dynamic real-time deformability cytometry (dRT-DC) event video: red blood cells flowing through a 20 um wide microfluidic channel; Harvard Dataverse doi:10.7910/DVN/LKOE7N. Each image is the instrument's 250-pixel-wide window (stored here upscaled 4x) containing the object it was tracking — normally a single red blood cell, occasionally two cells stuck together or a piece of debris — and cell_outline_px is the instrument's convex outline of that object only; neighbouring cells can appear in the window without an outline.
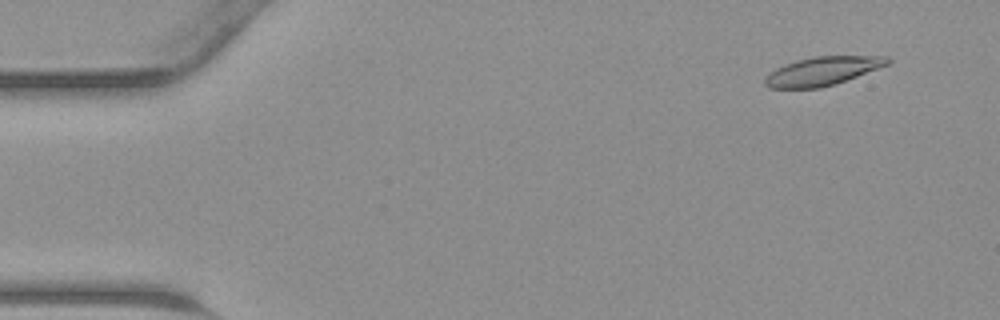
{"species": "common noctule bat (a hibernating species)", "species_latin": "Nyctalus noctula", "temperature_condition": "warm", "stored_images_in_passage": 43, "camera_frame_rate_fps": 3000, "um_per_image_px": 0.085, "animal": {"sex": "male", "body_mass_g": 23.1, "forearm_length_mm": 52.7}, "frame": {"image": 1, "passage_image": 4, "time_ms": 1.0, "image_size_px": [1000, 320], "cell_outline_px": [[892, 60], [888, 64], [856, 76], [820, 88], [768, 88], [764, 84], [764, 80], [768, 72], [784, 64], [796, 60], [816, 56], [888, 56]], "centroid_in_image_um": [69.85, 6.03], "position_along_channel_um": 15.1, "area_um2": 20.23}}
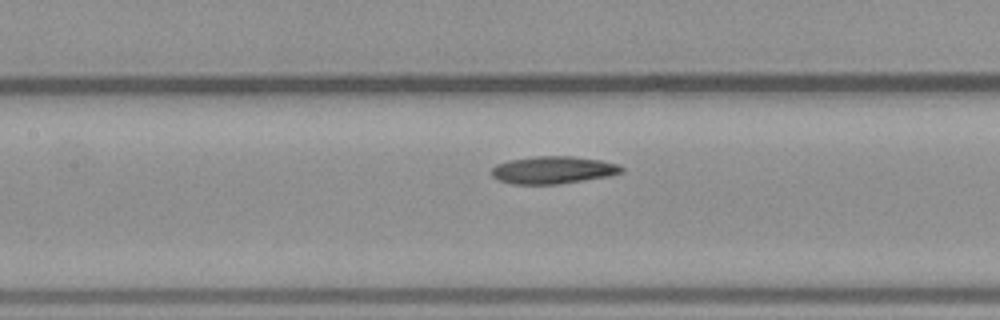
{"frame": {"image": 2, "passage_image": 21, "time_ms": 6.667, "image_size_px": [1000, 320], "cell_outline_px": [[624, 172], [608, 176], [560, 184], [512, 184], [496, 180], [492, 176], [492, 168], [496, 164], [508, 160], [536, 156], [572, 156], [600, 160], [616, 164], [624, 168]], "centroid_in_image_um": [46.98, 14.45], "position_along_channel_um": 160.4, "area_um2": 20.87}}
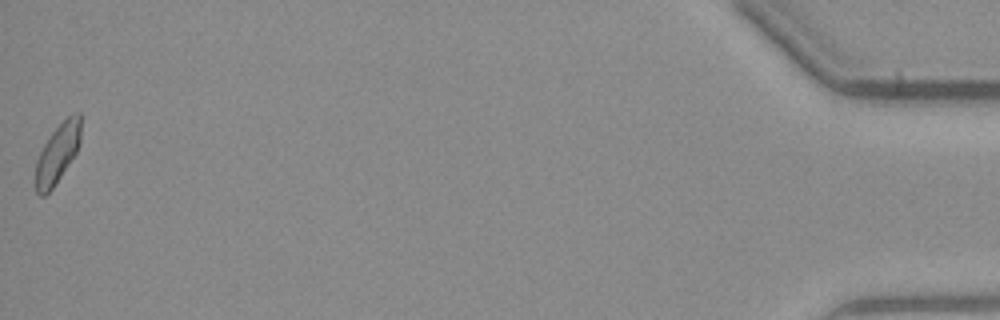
{"frame": {"image": 3, "passage_image": 43, "time_ms": 14.0, "image_size_px": [1000, 320], "cell_outline_px": [[80, 140], [76, 152], [52, 188], [44, 196], [40, 196], [36, 192], [36, 160], [44, 144], [52, 132], [72, 112], [80, 112]], "centroid_in_image_um": [4.88, 13.02], "position_along_channel_um": 430.3, "area_um2": 15.2}}